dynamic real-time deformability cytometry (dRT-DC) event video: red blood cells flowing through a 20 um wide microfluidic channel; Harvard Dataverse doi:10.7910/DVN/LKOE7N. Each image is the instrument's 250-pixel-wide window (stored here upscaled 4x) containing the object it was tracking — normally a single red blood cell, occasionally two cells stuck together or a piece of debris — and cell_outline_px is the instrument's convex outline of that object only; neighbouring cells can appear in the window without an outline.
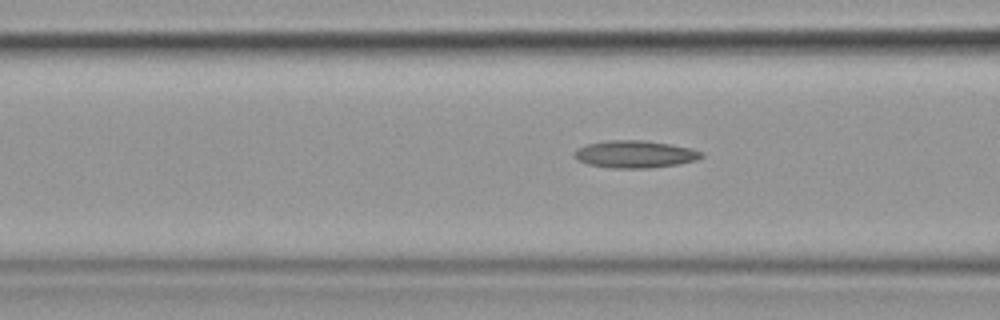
{"species": "common noctule bat (a hibernating species)", "species_latin": "Nyctalus noctula", "temperature_condition": "cold", "stored_images_in_passage": 18, "camera_frame_rate_fps": 3000, "um_per_image_px": 0.085, "animal": {"sex": "female", "body_mass_g": 19.9}, "frame": {"image": 1, "passage_image": 16, "time_ms": 5.0, "image_size_px": [1000, 320], "cell_outline_px": [[704, 156], [696, 160], [680, 164], [648, 168], [612, 168], [588, 164], [576, 160], [572, 156], [572, 152], [576, 148], [588, 144], [608, 140], [644, 140], [672, 144], [692, 148], [700, 152]], "centroid_in_image_um": [53.93, 13.1], "position_along_channel_um": 112.7, "area_um2": 20.46}}